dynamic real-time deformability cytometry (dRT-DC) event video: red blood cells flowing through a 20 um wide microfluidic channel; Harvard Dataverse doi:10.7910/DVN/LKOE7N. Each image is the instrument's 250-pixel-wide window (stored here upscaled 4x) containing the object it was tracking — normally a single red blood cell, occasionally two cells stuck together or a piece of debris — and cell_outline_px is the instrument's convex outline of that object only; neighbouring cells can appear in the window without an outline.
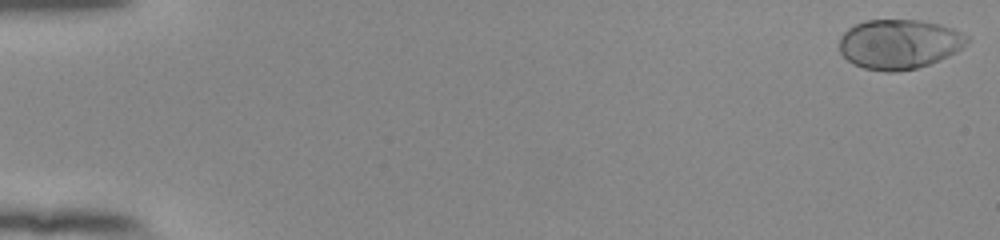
{"species": "human", "species_latin": "Homo sapiens", "temperature_condition": "room temperature", "stored_images_in_passage": 54, "camera_frame_rate_fps": 3000, "um_per_image_px": 0.085, "donor": {"sex": "female"}, "frame": {"image": 1, "passage_image": 1, "time_ms": 0.0, "image_size_px": [1000, 240], "cell_outline_px": [[968, 40], [956, 52], [948, 56], [928, 64], [916, 68], [892, 72], [888, 72], [864, 68], [852, 64], [840, 52], [840, 36], [848, 28], [864, 20], [920, 20], [940, 24], [952, 28], [968, 36]], "centroid_in_image_um": [76.4, 3.74], "position_along_channel_um": 8.6, "area_um2": 36.76}}
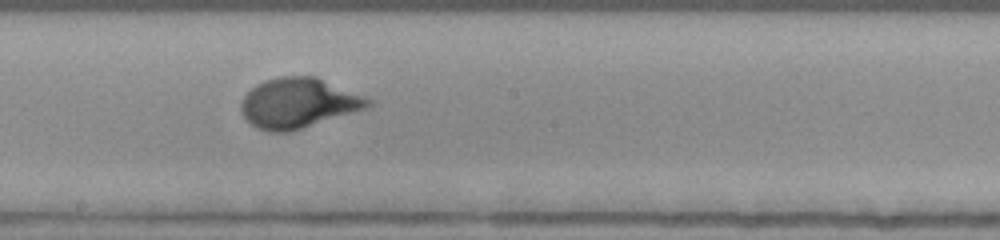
{"frame": {"image": 2, "passage_image": 31, "time_ms": 10.0, "image_size_px": [1000, 240], "cell_outline_px": [[372, 104], [368, 108], [288, 132], [272, 132], [256, 128], [240, 112], [240, 100], [256, 84], [264, 80], [280, 76], [316, 76], [364, 96], [372, 100]], "centroid_in_image_um": [25.34, 8.75], "position_along_channel_um": 222.9, "area_um2": 36.93}}
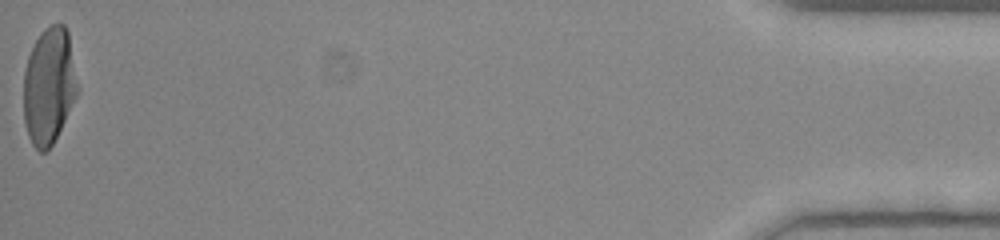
{"frame": {"image": 3, "passage_image": 54, "time_ms": 17.667, "image_size_px": [1000, 240], "cell_outline_px": [[76, 96], [52, 144], [44, 152], [40, 152], [32, 144], [28, 136], [24, 120], [24, 72], [28, 56], [36, 40], [44, 28], [52, 24], [64, 24], [68, 32], [76, 84]], "centroid_in_image_um": [4.12, 7.29], "position_along_channel_um": 431.1, "area_um2": 35.72}, "authors_computed_cell_mechanics": {"area_um2": 35.7493, "velocity_mm_per_s": 3.8854, "shape_relaxation_time_tau1_ms": 3.5874, "shape_relaxation_time_tau2_ms": null, "deformation_change_tau1": 0.2234, "deformation_change_tau2": null}}